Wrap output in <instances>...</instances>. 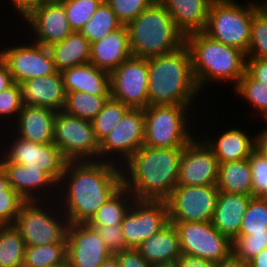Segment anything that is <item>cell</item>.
<instances>
[{"label": "cell", "mask_w": 267, "mask_h": 267, "mask_svg": "<svg viewBox=\"0 0 267 267\" xmlns=\"http://www.w3.org/2000/svg\"><path fill=\"white\" fill-rule=\"evenodd\" d=\"M114 162L117 163L95 159L67 162L60 183L65 180L61 185L67 186L63 188L66 193L62 199L66 201L64 215L70 223H87L123 186L121 166L124 163L118 166Z\"/></svg>", "instance_id": "6da1fadb"}, {"label": "cell", "mask_w": 267, "mask_h": 267, "mask_svg": "<svg viewBox=\"0 0 267 267\" xmlns=\"http://www.w3.org/2000/svg\"><path fill=\"white\" fill-rule=\"evenodd\" d=\"M183 150L141 146L122 167L123 186L136 200L166 201L177 185Z\"/></svg>", "instance_id": "7a4b0ae2"}, {"label": "cell", "mask_w": 267, "mask_h": 267, "mask_svg": "<svg viewBox=\"0 0 267 267\" xmlns=\"http://www.w3.org/2000/svg\"><path fill=\"white\" fill-rule=\"evenodd\" d=\"M148 74V106H191L199 93L186 43L169 53L148 58Z\"/></svg>", "instance_id": "3957f363"}, {"label": "cell", "mask_w": 267, "mask_h": 267, "mask_svg": "<svg viewBox=\"0 0 267 267\" xmlns=\"http://www.w3.org/2000/svg\"><path fill=\"white\" fill-rule=\"evenodd\" d=\"M185 43L190 50L193 75L199 90L208 80L235 81L236 86L246 72L247 56L244 52L212 39L203 31L186 35Z\"/></svg>", "instance_id": "277c9868"}, {"label": "cell", "mask_w": 267, "mask_h": 267, "mask_svg": "<svg viewBox=\"0 0 267 267\" xmlns=\"http://www.w3.org/2000/svg\"><path fill=\"white\" fill-rule=\"evenodd\" d=\"M133 57L150 58L176 50L185 43L165 6L153 3L127 25Z\"/></svg>", "instance_id": "5b68a950"}, {"label": "cell", "mask_w": 267, "mask_h": 267, "mask_svg": "<svg viewBox=\"0 0 267 267\" xmlns=\"http://www.w3.org/2000/svg\"><path fill=\"white\" fill-rule=\"evenodd\" d=\"M233 0H213L203 32L212 39L247 54L251 39V21L258 3L245 7Z\"/></svg>", "instance_id": "8992f818"}, {"label": "cell", "mask_w": 267, "mask_h": 267, "mask_svg": "<svg viewBox=\"0 0 267 267\" xmlns=\"http://www.w3.org/2000/svg\"><path fill=\"white\" fill-rule=\"evenodd\" d=\"M190 105H152L144 109V146L185 147L194 137L186 125Z\"/></svg>", "instance_id": "52a82bcc"}, {"label": "cell", "mask_w": 267, "mask_h": 267, "mask_svg": "<svg viewBox=\"0 0 267 267\" xmlns=\"http://www.w3.org/2000/svg\"><path fill=\"white\" fill-rule=\"evenodd\" d=\"M41 206L36 201H25L20 208L14 226L20 231L25 245L67 243L69 219L64 214L62 217L65 220L57 217L56 213L50 215L48 208L43 209Z\"/></svg>", "instance_id": "ba28073f"}, {"label": "cell", "mask_w": 267, "mask_h": 267, "mask_svg": "<svg viewBox=\"0 0 267 267\" xmlns=\"http://www.w3.org/2000/svg\"><path fill=\"white\" fill-rule=\"evenodd\" d=\"M53 143L68 161L99 158L100 142L95 136L91 121L71 116L64 111L56 113Z\"/></svg>", "instance_id": "9c48e42d"}, {"label": "cell", "mask_w": 267, "mask_h": 267, "mask_svg": "<svg viewBox=\"0 0 267 267\" xmlns=\"http://www.w3.org/2000/svg\"><path fill=\"white\" fill-rule=\"evenodd\" d=\"M179 234L181 253L219 262L232 253V241L211 223L171 222Z\"/></svg>", "instance_id": "30bf717a"}, {"label": "cell", "mask_w": 267, "mask_h": 267, "mask_svg": "<svg viewBox=\"0 0 267 267\" xmlns=\"http://www.w3.org/2000/svg\"><path fill=\"white\" fill-rule=\"evenodd\" d=\"M218 194L217 185H176L166 200L169 222L211 221Z\"/></svg>", "instance_id": "8fae6325"}, {"label": "cell", "mask_w": 267, "mask_h": 267, "mask_svg": "<svg viewBox=\"0 0 267 267\" xmlns=\"http://www.w3.org/2000/svg\"><path fill=\"white\" fill-rule=\"evenodd\" d=\"M169 223L166 201L134 200L121 223L128 249H137L141 243Z\"/></svg>", "instance_id": "7c38bea8"}, {"label": "cell", "mask_w": 267, "mask_h": 267, "mask_svg": "<svg viewBox=\"0 0 267 267\" xmlns=\"http://www.w3.org/2000/svg\"><path fill=\"white\" fill-rule=\"evenodd\" d=\"M148 58L131 56L110 73L111 97L130 108L148 106Z\"/></svg>", "instance_id": "4fadbf2b"}, {"label": "cell", "mask_w": 267, "mask_h": 267, "mask_svg": "<svg viewBox=\"0 0 267 267\" xmlns=\"http://www.w3.org/2000/svg\"><path fill=\"white\" fill-rule=\"evenodd\" d=\"M7 151L0 162L18 163L27 168L40 169L60 184L68 160L54 143L40 144L17 136Z\"/></svg>", "instance_id": "5bb4252c"}, {"label": "cell", "mask_w": 267, "mask_h": 267, "mask_svg": "<svg viewBox=\"0 0 267 267\" xmlns=\"http://www.w3.org/2000/svg\"><path fill=\"white\" fill-rule=\"evenodd\" d=\"M8 47L0 52L1 60L7 65L14 82L44 77L56 72L49 48L38 43Z\"/></svg>", "instance_id": "9a60e30c"}, {"label": "cell", "mask_w": 267, "mask_h": 267, "mask_svg": "<svg viewBox=\"0 0 267 267\" xmlns=\"http://www.w3.org/2000/svg\"><path fill=\"white\" fill-rule=\"evenodd\" d=\"M219 162L212 149L194 138L184 147L179 164L177 185H216Z\"/></svg>", "instance_id": "2e32d148"}, {"label": "cell", "mask_w": 267, "mask_h": 267, "mask_svg": "<svg viewBox=\"0 0 267 267\" xmlns=\"http://www.w3.org/2000/svg\"><path fill=\"white\" fill-rule=\"evenodd\" d=\"M144 109L130 108L122 120L100 142L99 159L106 160L109 153L124 156L126 162L141 146L145 138ZM114 151V152H113ZM105 156L103 159L102 157Z\"/></svg>", "instance_id": "e0dca14e"}, {"label": "cell", "mask_w": 267, "mask_h": 267, "mask_svg": "<svg viewBox=\"0 0 267 267\" xmlns=\"http://www.w3.org/2000/svg\"><path fill=\"white\" fill-rule=\"evenodd\" d=\"M112 254L100 234L86 223H70L67 262L70 267H100Z\"/></svg>", "instance_id": "ac0fdd59"}, {"label": "cell", "mask_w": 267, "mask_h": 267, "mask_svg": "<svg viewBox=\"0 0 267 267\" xmlns=\"http://www.w3.org/2000/svg\"><path fill=\"white\" fill-rule=\"evenodd\" d=\"M25 19L36 34L34 42L46 47L61 42L73 32L60 1H44Z\"/></svg>", "instance_id": "d6986e66"}, {"label": "cell", "mask_w": 267, "mask_h": 267, "mask_svg": "<svg viewBox=\"0 0 267 267\" xmlns=\"http://www.w3.org/2000/svg\"><path fill=\"white\" fill-rule=\"evenodd\" d=\"M20 87L23 105L63 111L66 91L61 72L56 71L48 76L26 80Z\"/></svg>", "instance_id": "ffe728a7"}, {"label": "cell", "mask_w": 267, "mask_h": 267, "mask_svg": "<svg viewBox=\"0 0 267 267\" xmlns=\"http://www.w3.org/2000/svg\"><path fill=\"white\" fill-rule=\"evenodd\" d=\"M131 56L128 28L122 25L101 40L91 43L89 62L111 73Z\"/></svg>", "instance_id": "44dd1931"}, {"label": "cell", "mask_w": 267, "mask_h": 267, "mask_svg": "<svg viewBox=\"0 0 267 267\" xmlns=\"http://www.w3.org/2000/svg\"><path fill=\"white\" fill-rule=\"evenodd\" d=\"M57 111L39 106L23 105L18 115V137L40 144L53 143Z\"/></svg>", "instance_id": "7402d4cb"}, {"label": "cell", "mask_w": 267, "mask_h": 267, "mask_svg": "<svg viewBox=\"0 0 267 267\" xmlns=\"http://www.w3.org/2000/svg\"><path fill=\"white\" fill-rule=\"evenodd\" d=\"M253 196L219 192L211 223L233 241L239 234L243 216Z\"/></svg>", "instance_id": "603a6c76"}, {"label": "cell", "mask_w": 267, "mask_h": 267, "mask_svg": "<svg viewBox=\"0 0 267 267\" xmlns=\"http://www.w3.org/2000/svg\"><path fill=\"white\" fill-rule=\"evenodd\" d=\"M66 93L81 91L94 95H111L110 73L86 63L62 72Z\"/></svg>", "instance_id": "cb8c5ba5"}, {"label": "cell", "mask_w": 267, "mask_h": 267, "mask_svg": "<svg viewBox=\"0 0 267 267\" xmlns=\"http://www.w3.org/2000/svg\"><path fill=\"white\" fill-rule=\"evenodd\" d=\"M0 166L5 171L10 186L25 201H38L39 203L41 199L37 198L34 190L38 193L39 188L43 190L52 185L58 188V184L40 169L27 168L21 164L11 162H0Z\"/></svg>", "instance_id": "d4e9b609"}, {"label": "cell", "mask_w": 267, "mask_h": 267, "mask_svg": "<svg viewBox=\"0 0 267 267\" xmlns=\"http://www.w3.org/2000/svg\"><path fill=\"white\" fill-rule=\"evenodd\" d=\"M213 0H165L162 4L172 17L177 28L186 36L203 31L208 21V12Z\"/></svg>", "instance_id": "484cf974"}, {"label": "cell", "mask_w": 267, "mask_h": 267, "mask_svg": "<svg viewBox=\"0 0 267 267\" xmlns=\"http://www.w3.org/2000/svg\"><path fill=\"white\" fill-rule=\"evenodd\" d=\"M137 250L150 264L176 261L181 256L176 227L169 222L159 232L144 240Z\"/></svg>", "instance_id": "4316f807"}, {"label": "cell", "mask_w": 267, "mask_h": 267, "mask_svg": "<svg viewBox=\"0 0 267 267\" xmlns=\"http://www.w3.org/2000/svg\"><path fill=\"white\" fill-rule=\"evenodd\" d=\"M48 48L58 72L89 63L91 44L79 31H73L64 40Z\"/></svg>", "instance_id": "83f0119b"}, {"label": "cell", "mask_w": 267, "mask_h": 267, "mask_svg": "<svg viewBox=\"0 0 267 267\" xmlns=\"http://www.w3.org/2000/svg\"><path fill=\"white\" fill-rule=\"evenodd\" d=\"M205 143L212 149L219 163L238 161L251 156L255 148V139L247 136L242 130L232 128L218 137Z\"/></svg>", "instance_id": "f1b7e54d"}, {"label": "cell", "mask_w": 267, "mask_h": 267, "mask_svg": "<svg viewBox=\"0 0 267 267\" xmlns=\"http://www.w3.org/2000/svg\"><path fill=\"white\" fill-rule=\"evenodd\" d=\"M252 171L249 159L219 163V192L253 196Z\"/></svg>", "instance_id": "f546056e"}, {"label": "cell", "mask_w": 267, "mask_h": 267, "mask_svg": "<svg viewBox=\"0 0 267 267\" xmlns=\"http://www.w3.org/2000/svg\"><path fill=\"white\" fill-rule=\"evenodd\" d=\"M134 200L135 197L133 194L127 188L122 186L98 209L86 224L105 226L121 225L124 216L131 207L130 204H133Z\"/></svg>", "instance_id": "4dcf8cb0"}, {"label": "cell", "mask_w": 267, "mask_h": 267, "mask_svg": "<svg viewBox=\"0 0 267 267\" xmlns=\"http://www.w3.org/2000/svg\"><path fill=\"white\" fill-rule=\"evenodd\" d=\"M25 241L14 225H0V267H23Z\"/></svg>", "instance_id": "1f68e13d"}, {"label": "cell", "mask_w": 267, "mask_h": 267, "mask_svg": "<svg viewBox=\"0 0 267 267\" xmlns=\"http://www.w3.org/2000/svg\"><path fill=\"white\" fill-rule=\"evenodd\" d=\"M111 95H94L81 91L66 93L63 111L71 116L92 121Z\"/></svg>", "instance_id": "d6a6232c"}, {"label": "cell", "mask_w": 267, "mask_h": 267, "mask_svg": "<svg viewBox=\"0 0 267 267\" xmlns=\"http://www.w3.org/2000/svg\"><path fill=\"white\" fill-rule=\"evenodd\" d=\"M121 22L117 19L114 11L104 0L93 16L80 29V33L91 43L101 40L108 33L121 27Z\"/></svg>", "instance_id": "836d02e7"}, {"label": "cell", "mask_w": 267, "mask_h": 267, "mask_svg": "<svg viewBox=\"0 0 267 267\" xmlns=\"http://www.w3.org/2000/svg\"><path fill=\"white\" fill-rule=\"evenodd\" d=\"M67 262V243L26 246L23 267H53Z\"/></svg>", "instance_id": "e575fe53"}, {"label": "cell", "mask_w": 267, "mask_h": 267, "mask_svg": "<svg viewBox=\"0 0 267 267\" xmlns=\"http://www.w3.org/2000/svg\"><path fill=\"white\" fill-rule=\"evenodd\" d=\"M129 109L128 105L119 100L111 96L108 98L103 109L91 121L95 136L99 142L113 130Z\"/></svg>", "instance_id": "d590c367"}, {"label": "cell", "mask_w": 267, "mask_h": 267, "mask_svg": "<svg viewBox=\"0 0 267 267\" xmlns=\"http://www.w3.org/2000/svg\"><path fill=\"white\" fill-rule=\"evenodd\" d=\"M25 200L10 186L0 166V225H14Z\"/></svg>", "instance_id": "8d00e7d4"}, {"label": "cell", "mask_w": 267, "mask_h": 267, "mask_svg": "<svg viewBox=\"0 0 267 267\" xmlns=\"http://www.w3.org/2000/svg\"><path fill=\"white\" fill-rule=\"evenodd\" d=\"M267 233V204L252 197L243 216L238 236Z\"/></svg>", "instance_id": "74e56055"}, {"label": "cell", "mask_w": 267, "mask_h": 267, "mask_svg": "<svg viewBox=\"0 0 267 267\" xmlns=\"http://www.w3.org/2000/svg\"><path fill=\"white\" fill-rule=\"evenodd\" d=\"M235 91L267 119V85L254 80L247 72L234 86Z\"/></svg>", "instance_id": "f35d334b"}, {"label": "cell", "mask_w": 267, "mask_h": 267, "mask_svg": "<svg viewBox=\"0 0 267 267\" xmlns=\"http://www.w3.org/2000/svg\"><path fill=\"white\" fill-rule=\"evenodd\" d=\"M103 1L104 0H62L60 2L64 5L71 29L73 31H80Z\"/></svg>", "instance_id": "ab89813d"}, {"label": "cell", "mask_w": 267, "mask_h": 267, "mask_svg": "<svg viewBox=\"0 0 267 267\" xmlns=\"http://www.w3.org/2000/svg\"><path fill=\"white\" fill-rule=\"evenodd\" d=\"M247 58L267 59V15L259 8L252 17Z\"/></svg>", "instance_id": "60d3db41"}, {"label": "cell", "mask_w": 267, "mask_h": 267, "mask_svg": "<svg viewBox=\"0 0 267 267\" xmlns=\"http://www.w3.org/2000/svg\"><path fill=\"white\" fill-rule=\"evenodd\" d=\"M266 248L267 233L237 236L232 241V253L245 262H249Z\"/></svg>", "instance_id": "b9f144b4"}, {"label": "cell", "mask_w": 267, "mask_h": 267, "mask_svg": "<svg viewBox=\"0 0 267 267\" xmlns=\"http://www.w3.org/2000/svg\"><path fill=\"white\" fill-rule=\"evenodd\" d=\"M114 11L122 25L133 21L145 8L153 4L152 0H105Z\"/></svg>", "instance_id": "7bdbcfd3"}, {"label": "cell", "mask_w": 267, "mask_h": 267, "mask_svg": "<svg viewBox=\"0 0 267 267\" xmlns=\"http://www.w3.org/2000/svg\"><path fill=\"white\" fill-rule=\"evenodd\" d=\"M94 228L101 236L107 249L112 255L127 250L126 243L124 241V235L122 233L121 225H88Z\"/></svg>", "instance_id": "ee69618b"}, {"label": "cell", "mask_w": 267, "mask_h": 267, "mask_svg": "<svg viewBox=\"0 0 267 267\" xmlns=\"http://www.w3.org/2000/svg\"><path fill=\"white\" fill-rule=\"evenodd\" d=\"M252 171L253 197H258L267 189V159L255 149L248 158Z\"/></svg>", "instance_id": "f6af8a7d"}, {"label": "cell", "mask_w": 267, "mask_h": 267, "mask_svg": "<svg viewBox=\"0 0 267 267\" xmlns=\"http://www.w3.org/2000/svg\"><path fill=\"white\" fill-rule=\"evenodd\" d=\"M22 107L20 84L14 82L10 87L0 92V116L16 114L18 117Z\"/></svg>", "instance_id": "bcb514c9"}, {"label": "cell", "mask_w": 267, "mask_h": 267, "mask_svg": "<svg viewBox=\"0 0 267 267\" xmlns=\"http://www.w3.org/2000/svg\"><path fill=\"white\" fill-rule=\"evenodd\" d=\"M120 267H152L137 249H127L115 255Z\"/></svg>", "instance_id": "7dc6e473"}, {"label": "cell", "mask_w": 267, "mask_h": 267, "mask_svg": "<svg viewBox=\"0 0 267 267\" xmlns=\"http://www.w3.org/2000/svg\"><path fill=\"white\" fill-rule=\"evenodd\" d=\"M246 72L254 80L267 85V59L247 58Z\"/></svg>", "instance_id": "c3c4849f"}, {"label": "cell", "mask_w": 267, "mask_h": 267, "mask_svg": "<svg viewBox=\"0 0 267 267\" xmlns=\"http://www.w3.org/2000/svg\"><path fill=\"white\" fill-rule=\"evenodd\" d=\"M178 267H216V262L181 253L176 260Z\"/></svg>", "instance_id": "681fc988"}, {"label": "cell", "mask_w": 267, "mask_h": 267, "mask_svg": "<svg viewBox=\"0 0 267 267\" xmlns=\"http://www.w3.org/2000/svg\"><path fill=\"white\" fill-rule=\"evenodd\" d=\"M13 7L25 18L36 8H38L44 0H11Z\"/></svg>", "instance_id": "f907efd6"}, {"label": "cell", "mask_w": 267, "mask_h": 267, "mask_svg": "<svg viewBox=\"0 0 267 267\" xmlns=\"http://www.w3.org/2000/svg\"><path fill=\"white\" fill-rule=\"evenodd\" d=\"M13 83L11 72L0 58V92L10 87Z\"/></svg>", "instance_id": "816d5d0a"}, {"label": "cell", "mask_w": 267, "mask_h": 267, "mask_svg": "<svg viewBox=\"0 0 267 267\" xmlns=\"http://www.w3.org/2000/svg\"><path fill=\"white\" fill-rule=\"evenodd\" d=\"M216 267H250L248 262H245L233 253H231L227 258L221 259L219 262H216Z\"/></svg>", "instance_id": "f5cc1de1"}, {"label": "cell", "mask_w": 267, "mask_h": 267, "mask_svg": "<svg viewBox=\"0 0 267 267\" xmlns=\"http://www.w3.org/2000/svg\"><path fill=\"white\" fill-rule=\"evenodd\" d=\"M255 150L267 159V127L261 131V134L256 135Z\"/></svg>", "instance_id": "db71d44e"}, {"label": "cell", "mask_w": 267, "mask_h": 267, "mask_svg": "<svg viewBox=\"0 0 267 267\" xmlns=\"http://www.w3.org/2000/svg\"><path fill=\"white\" fill-rule=\"evenodd\" d=\"M250 267H267V248L262 250L257 256L249 262Z\"/></svg>", "instance_id": "11a10c76"}, {"label": "cell", "mask_w": 267, "mask_h": 267, "mask_svg": "<svg viewBox=\"0 0 267 267\" xmlns=\"http://www.w3.org/2000/svg\"><path fill=\"white\" fill-rule=\"evenodd\" d=\"M100 267H120V264L118 258L115 255H111Z\"/></svg>", "instance_id": "9f6ffc18"}, {"label": "cell", "mask_w": 267, "mask_h": 267, "mask_svg": "<svg viewBox=\"0 0 267 267\" xmlns=\"http://www.w3.org/2000/svg\"><path fill=\"white\" fill-rule=\"evenodd\" d=\"M152 267H178V264L176 261L161 262L152 264Z\"/></svg>", "instance_id": "6f0895ef"}, {"label": "cell", "mask_w": 267, "mask_h": 267, "mask_svg": "<svg viewBox=\"0 0 267 267\" xmlns=\"http://www.w3.org/2000/svg\"><path fill=\"white\" fill-rule=\"evenodd\" d=\"M258 197L267 204V189L264 190Z\"/></svg>", "instance_id": "680465c9"}, {"label": "cell", "mask_w": 267, "mask_h": 267, "mask_svg": "<svg viewBox=\"0 0 267 267\" xmlns=\"http://www.w3.org/2000/svg\"><path fill=\"white\" fill-rule=\"evenodd\" d=\"M257 6L267 15V3H259Z\"/></svg>", "instance_id": "91938a15"}, {"label": "cell", "mask_w": 267, "mask_h": 267, "mask_svg": "<svg viewBox=\"0 0 267 267\" xmlns=\"http://www.w3.org/2000/svg\"><path fill=\"white\" fill-rule=\"evenodd\" d=\"M53 267H70V266L68 265V262H66V263H63V264H60L57 266H53Z\"/></svg>", "instance_id": "94428289"}, {"label": "cell", "mask_w": 267, "mask_h": 267, "mask_svg": "<svg viewBox=\"0 0 267 267\" xmlns=\"http://www.w3.org/2000/svg\"><path fill=\"white\" fill-rule=\"evenodd\" d=\"M153 1V3H160V4H162L165 0H152Z\"/></svg>", "instance_id": "6125c7cd"}, {"label": "cell", "mask_w": 267, "mask_h": 267, "mask_svg": "<svg viewBox=\"0 0 267 267\" xmlns=\"http://www.w3.org/2000/svg\"><path fill=\"white\" fill-rule=\"evenodd\" d=\"M44 1H62V0H44Z\"/></svg>", "instance_id": "be15d7a7"}]
</instances>
